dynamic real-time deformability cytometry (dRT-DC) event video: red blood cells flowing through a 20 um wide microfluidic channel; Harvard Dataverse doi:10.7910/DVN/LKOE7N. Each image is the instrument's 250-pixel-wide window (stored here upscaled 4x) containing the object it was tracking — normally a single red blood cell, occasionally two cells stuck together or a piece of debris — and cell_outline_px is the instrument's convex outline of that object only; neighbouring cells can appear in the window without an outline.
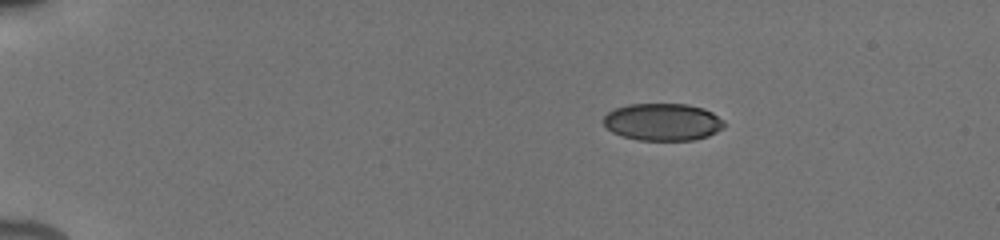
{"species": "human", "species_latin": "Homo sapiens", "temperature_condition": "cold", "stored_images_in_passage": 48, "camera_frame_rate_fps": 3000, "um_per_image_px": 0.085, "donor": {"sex": "male"}, "frame": {"image": 1, "passage_image": 1, "time_ms": 0.0, "image_size_px": [1000, 240], "cell_outline_px": [[724, 128], [708, 136], [692, 140], [636, 140], [612, 132], [604, 124], [604, 116], [608, 112], [616, 108], [628, 104], [688, 104], [704, 108], [712, 112], [724, 120]], "centroid_in_image_um": [56.35, 10.36], "position_along_channel_um": 28.6, "area_um2": 26.24}}
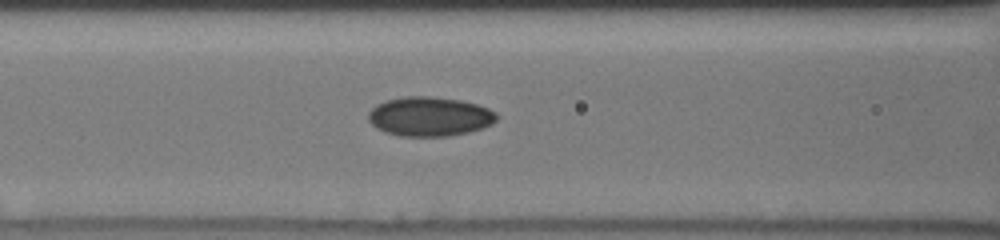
{"frame": {"image": 2, "passage_image": 17, "time_ms": 5.0, "image_size_px": [1000, 240], "cell_outline_px": [[496, 120], [492, 124], [468, 132], [448, 136], [400, 136], [384, 132], [376, 128], [368, 120], [368, 112], [376, 104], [388, 100], [404, 96], [428, 96], [460, 100], [476, 104], [488, 108], [496, 112]], "centroid_in_image_um": [36.48, 9.9], "position_along_channel_um": 130.1, "area_um2": 29.36}}
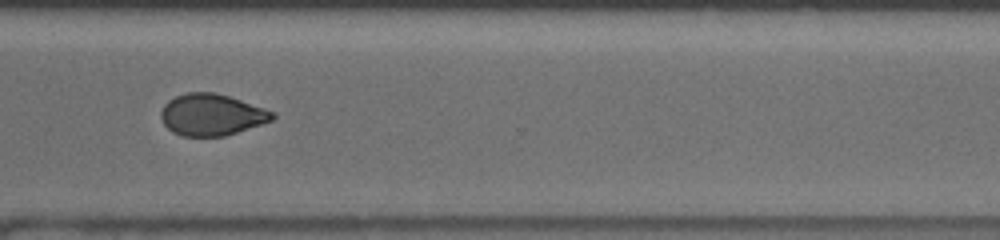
{"frame": {"image": 3, "passage_image": 35, "time_ms": 10.667, "image_size_px": [1000, 240], "cell_outline_px": [[276, 116], [272, 120], [224, 136], [180, 136], [172, 132], [164, 124], [160, 116], [160, 112], [164, 104], [168, 100], [176, 96], [188, 92], [216, 92], [276, 112]], "centroid_in_image_um": [17.96, 9.75], "position_along_channel_um": 352.6, "area_um2": 26.93}, "authors_computed_cell_mechanics": {"area_um2": 27.6862, "velocity_mm_per_s": 3.9354, "shape_relaxation_time_tau1_ms": null, "shape_relaxation_time_tau2_ms": 2.5504, "deformation_change_tau1": null, "deformation_change_tau2": 0.0596}}